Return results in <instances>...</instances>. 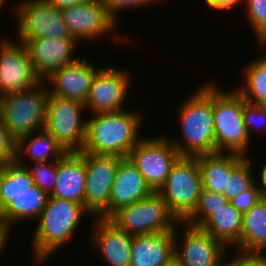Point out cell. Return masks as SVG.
Listing matches in <instances>:
<instances>
[{
	"instance_id": "1",
	"label": "cell",
	"mask_w": 266,
	"mask_h": 266,
	"mask_svg": "<svg viewBox=\"0 0 266 266\" xmlns=\"http://www.w3.org/2000/svg\"><path fill=\"white\" fill-rule=\"evenodd\" d=\"M207 83L196 89L197 91H194L193 95L183 101L177 109L184 142L181 138L169 139L181 157L216 153L213 81Z\"/></svg>"
},
{
	"instance_id": "2",
	"label": "cell",
	"mask_w": 266,
	"mask_h": 266,
	"mask_svg": "<svg viewBox=\"0 0 266 266\" xmlns=\"http://www.w3.org/2000/svg\"><path fill=\"white\" fill-rule=\"evenodd\" d=\"M141 118L140 112L127 109L91 115L87 120V136L81 152L128 157L143 138L138 135Z\"/></svg>"
},
{
	"instance_id": "3",
	"label": "cell",
	"mask_w": 266,
	"mask_h": 266,
	"mask_svg": "<svg viewBox=\"0 0 266 266\" xmlns=\"http://www.w3.org/2000/svg\"><path fill=\"white\" fill-rule=\"evenodd\" d=\"M85 215L91 216L82 204L49 196L33 233L32 253L37 265L51 259L74 237Z\"/></svg>"
},
{
	"instance_id": "4",
	"label": "cell",
	"mask_w": 266,
	"mask_h": 266,
	"mask_svg": "<svg viewBox=\"0 0 266 266\" xmlns=\"http://www.w3.org/2000/svg\"><path fill=\"white\" fill-rule=\"evenodd\" d=\"M213 83V116L216 153H234L244 157L250 139L243 119L244 98L233 88L223 91Z\"/></svg>"
},
{
	"instance_id": "5",
	"label": "cell",
	"mask_w": 266,
	"mask_h": 266,
	"mask_svg": "<svg viewBox=\"0 0 266 266\" xmlns=\"http://www.w3.org/2000/svg\"><path fill=\"white\" fill-rule=\"evenodd\" d=\"M48 97V86L41 80L30 89L0 98V118L17 141L45 127Z\"/></svg>"
},
{
	"instance_id": "6",
	"label": "cell",
	"mask_w": 266,
	"mask_h": 266,
	"mask_svg": "<svg viewBox=\"0 0 266 266\" xmlns=\"http://www.w3.org/2000/svg\"><path fill=\"white\" fill-rule=\"evenodd\" d=\"M202 190L196 157H180L172 166L158 193L178 222H184L194 211Z\"/></svg>"
},
{
	"instance_id": "7",
	"label": "cell",
	"mask_w": 266,
	"mask_h": 266,
	"mask_svg": "<svg viewBox=\"0 0 266 266\" xmlns=\"http://www.w3.org/2000/svg\"><path fill=\"white\" fill-rule=\"evenodd\" d=\"M109 219L132 236L174 231L179 223L158 192L120 208Z\"/></svg>"
},
{
	"instance_id": "8",
	"label": "cell",
	"mask_w": 266,
	"mask_h": 266,
	"mask_svg": "<svg viewBox=\"0 0 266 266\" xmlns=\"http://www.w3.org/2000/svg\"><path fill=\"white\" fill-rule=\"evenodd\" d=\"M84 111L86 107L80 101L48 97L44 128L66 152H81L84 147L87 136V119H81Z\"/></svg>"
},
{
	"instance_id": "9",
	"label": "cell",
	"mask_w": 266,
	"mask_h": 266,
	"mask_svg": "<svg viewBox=\"0 0 266 266\" xmlns=\"http://www.w3.org/2000/svg\"><path fill=\"white\" fill-rule=\"evenodd\" d=\"M168 138V135L144 137L128 155L153 192L165 184L172 166L181 157Z\"/></svg>"
},
{
	"instance_id": "10",
	"label": "cell",
	"mask_w": 266,
	"mask_h": 266,
	"mask_svg": "<svg viewBox=\"0 0 266 266\" xmlns=\"http://www.w3.org/2000/svg\"><path fill=\"white\" fill-rule=\"evenodd\" d=\"M16 17L18 39L74 38L63 13L48 0H22L12 8Z\"/></svg>"
},
{
	"instance_id": "11",
	"label": "cell",
	"mask_w": 266,
	"mask_h": 266,
	"mask_svg": "<svg viewBox=\"0 0 266 266\" xmlns=\"http://www.w3.org/2000/svg\"><path fill=\"white\" fill-rule=\"evenodd\" d=\"M86 163L84 208L91 218H109L110 192L123 157L83 152Z\"/></svg>"
},
{
	"instance_id": "12",
	"label": "cell",
	"mask_w": 266,
	"mask_h": 266,
	"mask_svg": "<svg viewBox=\"0 0 266 266\" xmlns=\"http://www.w3.org/2000/svg\"><path fill=\"white\" fill-rule=\"evenodd\" d=\"M119 70L115 65L100 68L91 83L84 102L89 114L117 112L124 110V102L130 90L131 74Z\"/></svg>"
},
{
	"instance_id": "13",
	"label": "cell",
	"mask_w": 266,
	"mask_h": 266,
	"mask_svg": "<svg viewBox=\"0 0 266 266\" xmlns=\"http://www.w3.org/2000/svg\"><path fill=\"white\" fill-rule=\"evenodd\" d=\"M181 228L183 241L178 243L177 226ZM174 230V256L181 266H224L227 247L199 227L179 222Z\"/></svg>"
},
{
	"instance_id": "14",
	"label": "cell",
	"mask_w": 266,
	"mask_h": 266,
	"mask_svg": "<svg viewBox=\"0 0 266 266\" xmlns=\"http://www.w3.org/2000/svg\"><path fill=\"white\" fill-rule=\"evenodd\" d=\"M0 98L34 87L41 79L32 68L24 43L0 38ZM18 41V43H17Z\"/></svg>"
},
{
	"instance_id": "15",
	"label": "cell",
	"mask_w": 266,
	"mask_h": 266,
	"mask_svg": "<svg viewBox=\"0 0 266 266\" xmlns=\"http://www.w3.org/2000/svg\"><path fill=\"white\" fill-rule=\"evenodd\" d=\"M62 13L71 34L79 44L82 41L90 43L98 41L107 35L111 37V34L114 35L116 42L120 37V35L117 37L118 34L113 31L119 24L113 21L106 5L101 0L71 6L63 9Z\"/></svg>"
},
{
	"instance_id": "16",
	"label": "cell",
	"mask_w": 266,
	"mask_h": 266,
	"mask_svg": "<svg viewBox=\"0 0 266 266\" xmlns=\"http://www.w3.org/2000/svg\"><path fill=\"white\" fill-rule=\"evenodd\" d=\"M26 46L36 75L44 80L54 70L77 61L80 56L74 58L76 45L75 38H33L19 39Z\"/></svg>"
},
{
	"instance_id": "17",
	"label": "cell",
	"mask_w": 266,
	"mask_h": 266,
	"mask_svg": "<svg viewBox=\"0 0 266 266\" xmlns=\"http://www.w3.org/2000/svg\"><path fill=\"white\" fill-rule=\"evenodd\" d=\"M85 56L86 54L84 58L80 57L77 61L54 70L44 79L48 83L49 96L85 102L92 80L100 69L94 67L95 64L86 60L88 58Z\"/></svg>"
},
{
	"instance_id": "18",
	"label": "cell",
	"mask_w": 266,
	"mask_h": 266,
	"mask_svg": "<svg viewBox=\"0 0 266 266\" xmlns=\"http://www.w3.org/2000/svg\"><path fill=\"white\" fill-rule=\"evenodd\" d=\"M91 240L109 266H130L133 236L120 229L109 218L96 217ZM95 227V228H94Z\"/></svg>"
},
{
	"instance_id": "19",
	"label": "cell",
	"mask_w": 266,
	"mask_h": 266,
	"mask_svg": "<svg viewBox=\"0 0 266 266\" xmlns=\"http://www.w3.org/2000/svg\"><path fill=\"white\" fill-rule=\"evenodd\" d=\"M144 177L128 157L117 168L110 192L109 218L120 208L144 199L152 193Z\"/></svg>"
},
{
	"instance_id": "20",
	"label": "cell",
	"mask_w": 266,
	"mask_h": 266,
	"mask_svg": "<svg viewBox=\"0 0 266 266\" xmlns=\"http://www.w3.org/2000/svg\"><path fill=\"white\" fill-rule=\"evenodd\" d=\"M86 163L83 152H67L58 160L57 180L51 197L84 206Z\"/></svg>"
},
{
	"instance_id": "21",
	"label": "cell",
	"mask_w": 266,
	"mask_h": 266,
	"mask_svg": "<svg viewBox=\"0 0 266 266\" xmlns=\"http://www.w3.org/2000/svg\"><path fill=\"white\" fill-rule=\"evenodd\" d=\"M174 231L133 236L130 266H164L174 256Z\"/></svg>"
},
{
	"instance_id": "22",
	"label": "cell",
	"mask_w": 266,
	"mask_h": 266,
	"mask_svg": "<svg viewBox=\"0 0 266 266\" xmlns=\"http://www.w3.org/2000/svg\"><path fill=\"white\" fill-rule=\"evenodd\" d=\"M196 158L202 189L224 194L227 177L245 157L234 153H213Z\"/></svg>"
},
{
	"instance_id": "23",
	"label": "cell",
	"mask_w": 266,
	"mask_h": 266,
	"mask_svg": "<svg viewBox=\"0 0 266 266\" xmlns=\"http://www.w3.org/2000/svg\"><path fill=\"white\" fill-rule=\"evenodd\" d=\"M233 247L240 252L266 253V198L242 213L241 237Z\"/></svg>"
},
{
	"instance_id": "24",
	"label": "cell",
	"mask_w": 266,
	"mask_h": 266,
	"mask_svg": "<svg viewBox=\"0 0 266 266\" xmlns=\"http://www.w3.org/2000/svg\"><path fill=\"white\" fill-rule=\"evenodd\" d=\"M200 229L221 241L227 248L235 245L241 237L242 213L231 202L216 210L200 226Z\"/></svg>"
},
{
	"instance_id": "25",
	"label": "cell",
	"mask_w": 266,
	"mask_h": 266,
	"mask_svg": "<svg viewBox=\"0 0 266 266\" xmlns=\"http://www.w3.org/2000/svg\"><path fill=\"white\" fill-rule=\"evenodd\" d=\"M66 153V150L45 128L28 134L27 136L21 137L17 141L16 159H23L22 154H26L28 157H30L28 159L33 161H58Z\"/></svg>"
},
{
	"instance_id": "26",
	"label": "cell",
	"mask_w": 266,
	"mask_h": 266,
	"mask_svg": "<svg viewBox=\"0 0 266 266\" xmlns=\"http://www.w3.org/2000/svg\"><path fill=\"white\" fill-rule=\"evenodd\" d=\"M34 185L31 173L25 165L17 161L0 165V214Z\"/></svg>"
},
{
	"instance_id": "27",
	"label": "cell",
	"mask_w": 266,
	"mask_h": 266,
	"mask_svg": "<svg viewBox=\"0 0 266 266\" xmlns=\"http://www.w3.org/2000/svg\"><path fill=\"white\" fill-rule=\"evenodd\" d=\"M49 195L34 185L28 191L18 196L0 216L11 226L19 221L37 219L44 210Z\"/></svg>"
},
{
	"instance_id": "28",
	"label": "cell",
	"mask_w": 266,
	"mask_h": 266,
	"mask_svg": "<svg viewBox=\"0 0 266 266\" xmlns=\"http://www.w3.org/2000/svg\"><path fill=\"white\" fill-rule=\"evenodd\" d=\"M241 87L234 88L246 102L266 107V55L244 66Z\"/></svg>"
},
{
	"instance_id": "29",
	"label": "cell",
	"mask_w": 266,
	"mask_h": 266,
	"mask_svg": "<svg viewBox=\"0 0 266 266\" xmlns=\"http://www.w3.org/2000/svg\"><path fill=\"white\" fill-rule=\"evenodd\" d=\"M253 162L250 157H245L227 177L226 190H224L223 196L229 201L233 200L236 195H239L249 188H251L256 182L253 172ZM253 173V174H252Z\"/></svg>"
},
{
	"instance_id": "30",
	"label": "cell",
	"mask_w": 266,
	"mask_h": 266,
	"mask_svg": "<svg viewBox=\"0 0 266 266\" xmlns=\"http://www.w3.org/2000/svg\"><path fill=\"white\" fill-rule=\"evenodd\" d=\"M229 202L223 194L202 189L193 213L184 223L199 227L210 215L223 208Z\"/></svg>"
},
{
	"instance_id": "31",
	"label": "cell",
	"mask_w": 266,
	"mask_h": 266,
	"mask_svg": "<svg viewBox=\"0 0 266 266\" xmlns=\"http://www.w3.org/2000/svg\"><path fill=\"white\" fill-rule=\"evenodd\" d=\"M16 161L21 165H25L31 173L35 185L46 192L49 196L53 193L57 180L58 161H33L34 166H31L30 163L27 166L23 163V161H21V159H16Z\"/></svg>"
},
{
	"instance_id": "32",
	"label": "cell",
	"mask_w": 266,
	"mask_h": 266,
	"mask_svg": "<svg viewBox=\"0 0 266 266\" xmlns=\"http://www.w3.org/2000/svg\"><path fill=\"white\" fill-rule=\"evenodd\" d=\"M245 16L257 35L258 43L266 47V0H245Z\"/></svg>"
},
{
	"instance_id": "33",
	"label": "cell",
	"mask_w": 266,
	"mask_h": 266,
	"mask_svg": "<svg viewBox=\"0 0 266 266\" xmlns=\"http://www.w3.org/2000/svg\"><path fill=\"white\" fill-rule=\"evenodd\" d=\"M243 119L250 138V132L255 130L254 127L256 129L261 128L262 130H264V127L266 128V107L245 102L243 105Z\"/></svg>"
},
{
	"instance_id": "34",
	"label": "cell",
	"mask_w": 266,
	"mask_h": 266,
	"mask_svg": "<svg viewBox=\"0 0 266 266\" xmlns=\"http://www.w3.org/2000/svg\"><path fill=\"white\" fill-rule=\"evenodd\" d=\"M17 140L11 135L0 118V165L16 161Z\"/></svg>"
},
{
	"instance_id": "35",
	"label": "cell",
	"mask_w": 266,
	"mask_h": 266,
	"mask_svg": "<svg viewBox=\"0 0 266 266\" xmlns=\"http://www.w3.org/2000/svg\"><path fill=\"white\" fill-rule=\"evenodd\" d=\"M263 198L258 183L254 184L251 188L245 192L236 195L230 202L236 210L240 213H245L256 205Z\"/></svg>"
},
{
	"instance_id": "36",
	"label": "cell",
	"mask_w": 266,
	"mask_h": 266,
	"mask_svg": "<svg viewBox=\"0 0 266 266\" xmlns=\"http://www.w3.org/2000/svg\"><path fill=\"white\" fill-rule=\"evenodd\" d=\"M108 10L113 21L117 24L118 23V12H121L123 9H131V8H141V6H148L154 3H160L162 0H101ZM148 4V5H147Z\"/></svg>"
},
{
	"instance_id": "37",
	"label": "cell",
	"mask_w": 266,
	"mask_h": 266,
	"mask_svg": "<svg viewBox=\"0 0 266 266\" xmlns=\"http://www.w3.org/2000/svg\"><path fill=\"white\" fill-rule=\"evenodd\" d=\"M237 252L238 256L230 261L225 257L224 266H266V253Z\"/></svg>"
},
{
	"instance_id": "38",
	"label": "cell",
	"mask_w": 266,
	"mask_h": 266,
	"mask_svg": "<svg viewBox=\"0 0 266 266\" xmlns=\"http://www.w3.org/2000/svg\"><path fill=\"white\" fill-rule=\"evenodd\" d=\"M208 8L215 10H229L237 6L243 0H204Z\"/></svg>"
},
{
	"instance_id": "39",
	"label": "cell",
	"mask_w": 266,
	"mask_h": 266,
	"mask_svg": "<svg viewBox=\"0 0 266 266\" xmlns=\"http://www.w3.org/2000/svg\"><path fill=\"white\" fill-rule=\"evenodd\" d=\"M10 226L1 216H0V253H2L3 249L6 247V243H8V236L10 235ZM9 234V235H8Z\"/></svg>"
},
{
	"instance_id": "40",
	"label": "cell",
	"mask_w": 266,
	"mask_h": 266,
	"mask_svg": "<svg viewBox=\"0 0 266 266\" xmlns=\"http://www.w3.org/2000/svg\"><path fill=\"white\" fill-rule=\"evenodd\" d=\"M56 9L63 10L71 6L90 2L92 0H48Z\"/></svg>"
},
{
	"instance_id": "41",
	"label": "cell",
	"mask_w": 266,
	"mask_h": 266,
	"mask_svg": "<svg viewBox=\"0 0 266 266\" xmlns=\"http://www.w3.org/2000/svg\"><path fill=\"white\" fill-rule=\"evenodd\" d=\"M263 165H262V168H261V173H259L260 175H258V176H260L258 179H259V184H258V186H259V188H260V191H261V193H262V196H263V198H266V163L264 162V163H262Z\"/></svg>"
},
{
	"instance_id": "42",
	"label": "cell",
	"mask_w": 266,
	"mask_h": 266,
	"mask_svg": "<svg viewBox=\"0 0 266 266\" xmlns=\"http://www.w3.org/2000/svg\"><path fill=\"white\" fill-rule=\"evenodd\" d=\"M164 266H181V263L175 258L173 257L167 264H165Z\"/></svg>"
},
{
	"instance_id": "43",
	"label": "cell",
	"mask_w": 266,
	"mask_h": 266,
	"mask_svg": "<svg viewBox=\"0 0 266 266\" xmlns=\"http://www.w3.org/2000/svg\"><path fill=\"white\" fill-rule=\"evenodd\" d=\"M6 1H9V0H0V9H2L3 6L5 7V4L7 3Z\"/></svg>"
}]
</instances>
